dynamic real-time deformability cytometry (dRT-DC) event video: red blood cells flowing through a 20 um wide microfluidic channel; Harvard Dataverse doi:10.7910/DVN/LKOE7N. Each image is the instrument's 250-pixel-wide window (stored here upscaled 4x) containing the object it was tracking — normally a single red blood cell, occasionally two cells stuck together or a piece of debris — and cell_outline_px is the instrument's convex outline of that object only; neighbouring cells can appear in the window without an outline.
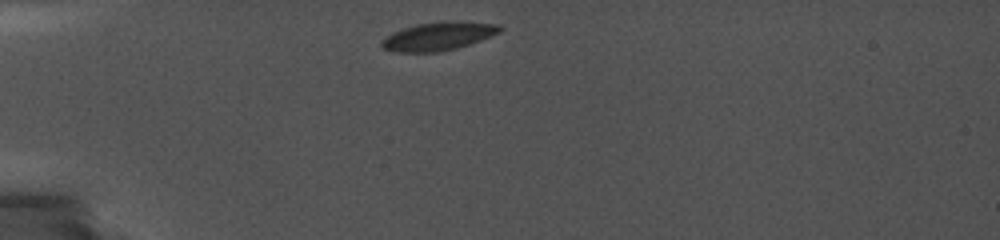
{"species": "common noctule bat (a hibernating species)", "species_latin": "Nyctalus noctula", "temperature_condition": "cold", "stored_images_in_passage": 38, "camera_frame_rate_fps": 5000, "um_per_image_px": 0.085, "animal": {"sex": "female", "body_mass_g": 19.0, "forearm_length_mm": 56.7}, "frame": {"image": 1, "passage_image": 1, "time_ms": 0.0, "image_size_px": [1000, 240], "cell_outline_px": [[504, 28], [500, 32], [480, 40], [456, 48], [440, 52], [396, 52], [384, 48], [380, 44], [380, 40], [392, 32], [416, 24], [448, 20], [464, 20], [500, 24]], "centroid_in_image_um": [37.29, 3.05], "position_along_channel_um": 47.7, "area_um2": 19.83}}
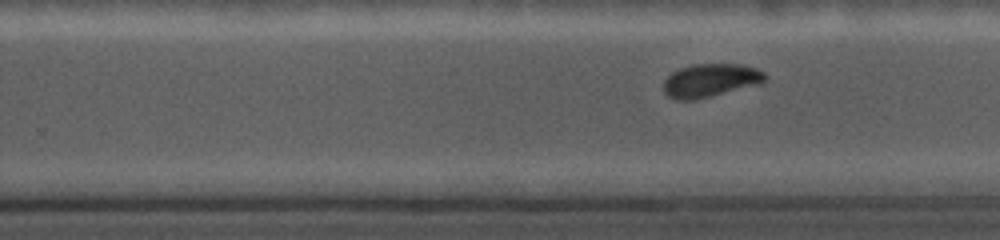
{"frame": {"image": 2, "passage_image": 24, "time_ms": 6.8, "image_size_px": [1000, 240], "cell_outline_px": [[768, 76], [764, 80], [696, 100], [676, 100], [668, 96], [664, 92], [664, 80], [672, 72], [680, 68], [692, 64], [740, 64], [756, 68], [764, 72]], "centroid_in_image_um": [60.3, 6.81], "position_along_channel_um": 269.5, "area_um2": 19.13}}
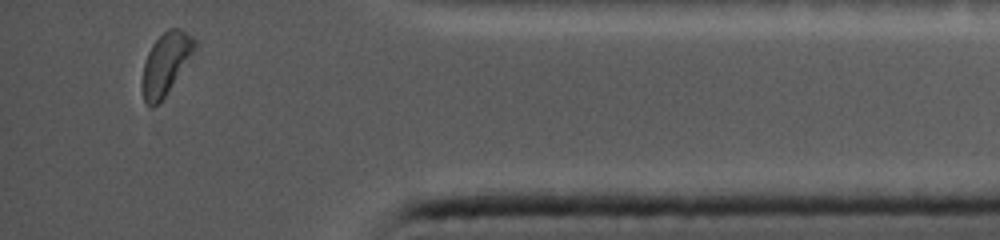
{"frame": {"image": 3, "passage_image": 37, "time_ms": 11.2, "image_size_px": [1000, 240], "cell_outline_px": [[196, 52], [164, 96], [152, 108], [144, 100], [140, 88], [140, 84], [144, 64], [148, 52], [152, 44], [168, 28], [180, 28], [192, 36], [196, 40]], "centroid_in_image_um": [14.09, 5.39], "position_along_channel_um": 421.1, "area_um2": 19.02}, "authors_computed_cell_mechanics": {"area_um2": 19.4497, "velocity_mm_per_s": 3.7215, "shape_relaxation_time_tau1_ms": 2.4656, "shape_relaxation_time_tau2_ms": null, "deformation_change_tau1": 0.075, "deformation_change_tau2": null}}